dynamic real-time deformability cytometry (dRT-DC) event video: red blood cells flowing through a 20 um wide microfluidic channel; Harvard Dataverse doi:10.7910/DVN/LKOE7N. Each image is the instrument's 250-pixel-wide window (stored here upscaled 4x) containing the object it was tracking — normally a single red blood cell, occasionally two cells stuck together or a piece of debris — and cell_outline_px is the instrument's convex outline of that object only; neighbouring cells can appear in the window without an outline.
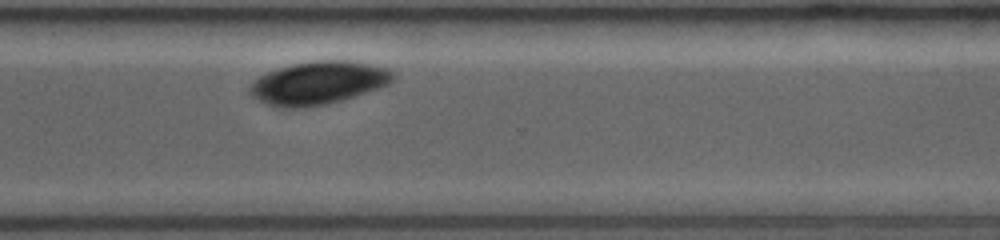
{"species": "common noctule bat (a hibernating species)", "species_latin": "Nyctalus noctula", "temperature_condition": "room temperature", "stored_images_in_passage": 31, "camera_frame_rate_fps": 3500, "um_per_image_px": 0.085, "animal": {"sex": "female", "body_mass_g": 19.0, "forearm_length_mm": 53.3}, "frame": {"image": 1, "passage_image": 26, "time_ms": 7.714, "image_size_px": [1000, 240], "cell_outline_px": [[392, 80], [376, 88], [328, 104], [304, 108], [272, 108], [252, 96], [248, 88], [260, 76], [268, 72], [280, 68], [296, 64], [320, 60], [348, 60], [368, 64], [384, 68], [392, 72]], "centroid_in_image_um": [26.96, 7.07], "position_along_channel_um": 343.6, "area_um2": 35.14}}
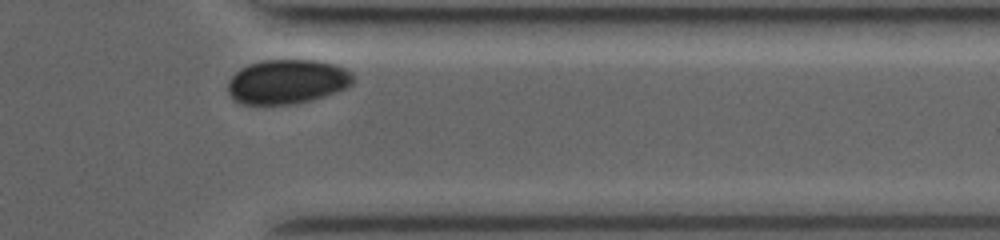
{"frame": {"image": 2, "passage_image": 29, "time_ms": 8.857, "image_size_px": [1000, 240], "cell_outline_px": [[352, 84], [344, 88], [324, 96], [312, 100], [292, 104], [244, 104], [232, 100], [228, 92], [228, 84], [232, 76], [236, 72], [252, 64], [268, 60], [316, 60], [332, 64], [344, 68], [352, 72]], "centroid_in_image_um": [24.4, 6.95], "position_along_channel_um": 387.0, "area_um2": 31.96}}